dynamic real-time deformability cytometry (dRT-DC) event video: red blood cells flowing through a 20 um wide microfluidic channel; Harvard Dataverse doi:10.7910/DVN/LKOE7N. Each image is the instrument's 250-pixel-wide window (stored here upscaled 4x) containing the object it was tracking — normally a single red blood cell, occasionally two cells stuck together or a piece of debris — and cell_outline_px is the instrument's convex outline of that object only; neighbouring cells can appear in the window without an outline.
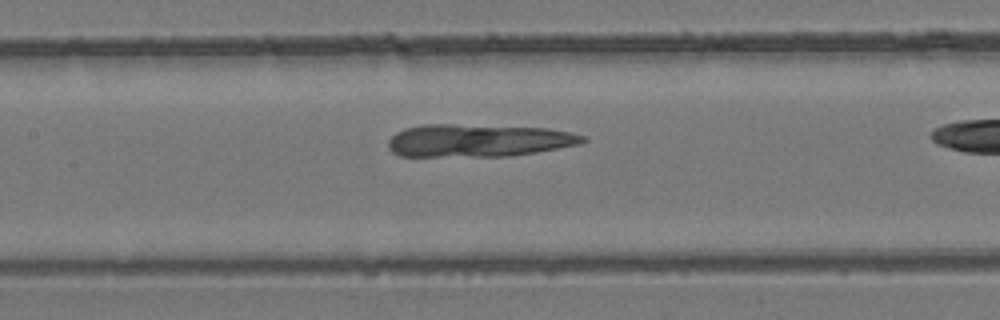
{"species": "common noctule bat (a hibernating species)", "species_latin": "Nyctalus noctula", "temperature_condition": "room temperature", "stored_images_in_passage": 6, "segment_of_instrument_passage": [2, 2], "camera_frame_rate_fps": 3000, "um_per_image_px": 0.085, "animal": {"sex": "female", "body_mass_g": 24.6, "forearm_length_mm": 56.2}, "frame": {"image": 1, "passage_image": 5, "time_ms": 1.333, "image_size_px": [1000, 320], "cell_outline_px": [[588, 140], [580, 144], [536, 152], [508, 156], [400, 156], [392, 152], [388, 148], [388, 140], [396, 132], [404, 128], [424, 124], [452, 124], [548, 128], [572, 132], [588, 136]], "centroid_in_image_um": [40.67, 11.93], "position_along_channel_um": 166.7, "area_um2": 37.28}}